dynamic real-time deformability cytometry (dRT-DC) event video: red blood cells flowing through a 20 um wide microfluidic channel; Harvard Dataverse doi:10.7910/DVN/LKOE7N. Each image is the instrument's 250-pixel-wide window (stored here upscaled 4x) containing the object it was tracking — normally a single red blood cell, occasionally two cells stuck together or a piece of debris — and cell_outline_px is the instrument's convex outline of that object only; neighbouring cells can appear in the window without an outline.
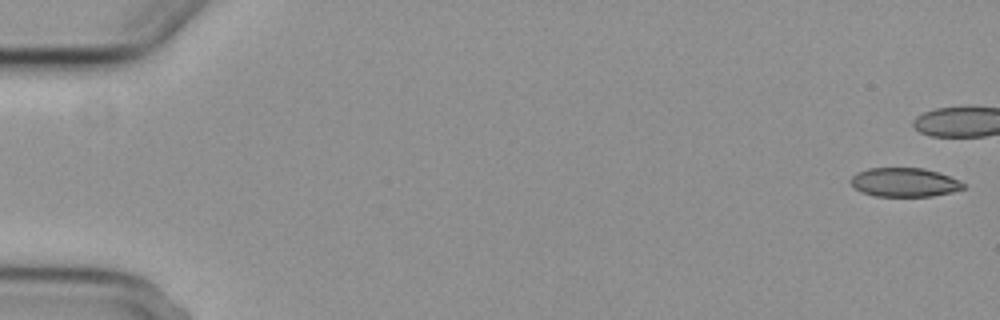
{"species": "common noctule bat (a hibernating species)", "species_latin": "Nyctalus noctula", "temperature_condition": "cold", "stored_images_in_passage": 5, "camera_frame_rate_fps": 3000, "um_per_image_px": 0.085, "animal": {"sex": "female", "body_mass_g": 29.2, "forearm_length_mm": 56.3}, "frame": {"image": 1, "passage_image": 1, "time_ms": 0.0, "image_size_px": [1000, 320], "cell_outline_px": [[964, 188], [952, 192], [932, 196], [876, 196], [860, 192], [848, 180], [856, 172], [868, 168], [924, 168], [960, 180], [964, 184]], "centroid_in_image_um": [76.84, 15.49], "position_along_channel_um": 8.2, "area_um2": 18.96}}